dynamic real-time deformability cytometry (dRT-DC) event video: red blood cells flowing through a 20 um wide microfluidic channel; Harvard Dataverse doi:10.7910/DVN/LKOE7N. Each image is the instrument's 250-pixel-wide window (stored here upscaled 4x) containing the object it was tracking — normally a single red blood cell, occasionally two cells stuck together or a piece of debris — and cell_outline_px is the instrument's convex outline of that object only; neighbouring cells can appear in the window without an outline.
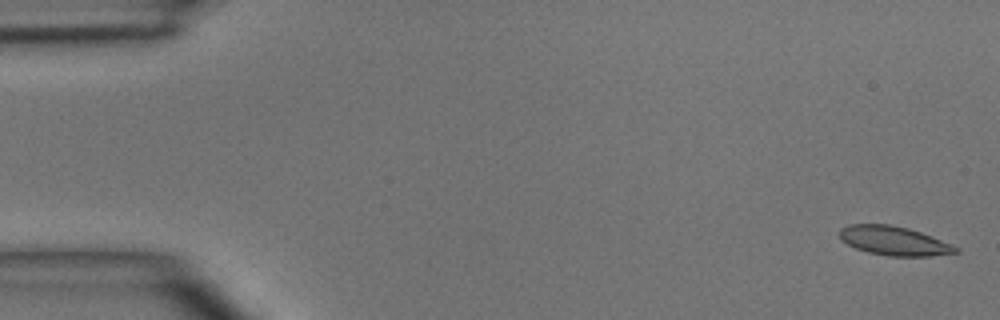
{"species": "common noctule bat (a hibernating species)", "species_latin": "Nyctalus noctula", "temperature_condition": "room temperature", "stored_images_in_passage": 5, "camera_frame_rate_fps": 3000, "um_per_image_px": 0.085, "animal": {"sex": "male", "body_mass_g": 15.6}, "frame": {"image": 1, "passage_image": 1, "time_ms": 0.0, "image_size_px": [1000, 320], "cell_outline_px": [[960, 252], [928, 256], [888, 256], [868, 252], [856, 248], [840, 240], [840, 228], [848, 224], [888, 224], [908, 228], [920, 232], [952, 244], [960, 248]], "centroid_in_image_um": [75.99, 20.47], "position_along_channel_um": 9.0, "area_um2": 19.65}}
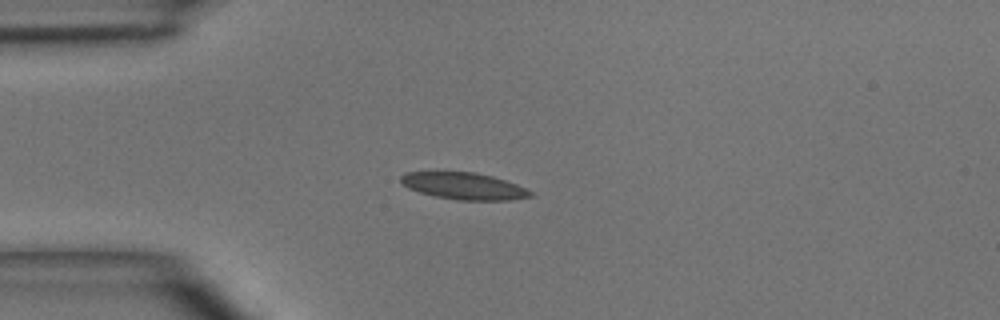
{"frame": {"image": 2, "passage_image": 4, "time_ms": 3.667, "image_size_px": [1000, 320], "cell_outline_px": [[532, 196], [508, 200], [456, 200], [436, 196], [420, 192], [408, 188], [400, 180], [400, 176], [404, 172], [476, 172], [492, 176], [516, 184], [532, 192]], "centroid_in_image_um": [39.41, 15.81], "position_along_channel_um": 45.6, "area_um2": 20.06}}